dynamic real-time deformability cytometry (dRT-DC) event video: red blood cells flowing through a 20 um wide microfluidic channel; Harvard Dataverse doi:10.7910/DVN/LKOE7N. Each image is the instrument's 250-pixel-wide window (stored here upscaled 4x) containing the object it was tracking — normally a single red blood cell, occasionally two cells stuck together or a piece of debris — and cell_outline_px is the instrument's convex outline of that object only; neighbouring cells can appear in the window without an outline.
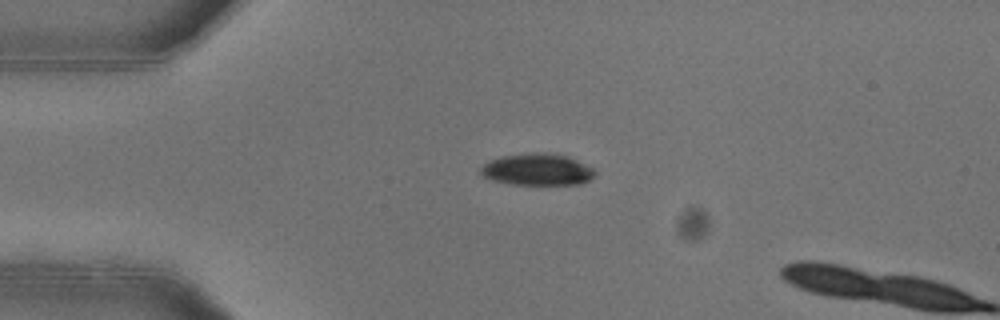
{"species": "common noctule bat (a hibernating species)", "species_latin": "Nyctalus noctula", "temperature_condition": "warm", "stored_images_in_passage": 14, "camera_frame_rate_fps": 3000, "um_per_image_px": 0.085, "animal": {"sex": "female"}, "frame": {"image": 1, "passage_image": 12, "time_ms": 3.667, "image_size_px": [1000, 320], "cell_outline_px": [[596, 176], [580, 184], [512, 184], [492, 180], [484, 176], [480, 172], [480, 168], [488, 160], [500, 156], [536, 152], [548, 152], [568, 156], [592, 168], [596, 172]], "centroid_in_image_um": [45.66, 14.4], "position_along_channel_um": 39.3, "area_um2": 21.15}}